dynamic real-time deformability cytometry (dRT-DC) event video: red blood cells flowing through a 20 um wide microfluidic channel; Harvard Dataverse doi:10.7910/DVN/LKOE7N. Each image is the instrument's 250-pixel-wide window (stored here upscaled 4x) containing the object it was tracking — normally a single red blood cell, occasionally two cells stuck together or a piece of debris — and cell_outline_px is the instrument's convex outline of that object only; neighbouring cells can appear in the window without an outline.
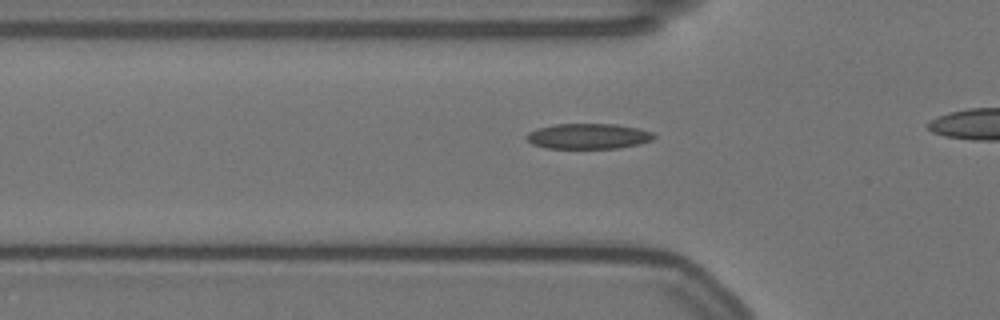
{"species": "Egyptian fruit bat (a non-hibernating species)", "species_latin": "Rousettus aegyptiacus", "temperature_condition": "warm", "stored_images_in_passage": 16, "camera_frame_rate_fps": 3000, "um_per_image_px": 0.085, "animal": {"sex": "female"}, "frame": {"image": 1, "passage_image": 10, "time_ms": 3.0, "image_size_px": [1000, 320], "cell_outline_px": [[656, 136], [652, 140], [640, 144], [616, 148], [544, 148], [532, 144], [524, 136], [528, 132], [536, 128], [556, 124], [616, 124], [640, 128], [652, 132]], "centroid_in_image_um": [50.0, 11.57], "position_along_channel_um": 75.8, "area_um2": 19.02}}
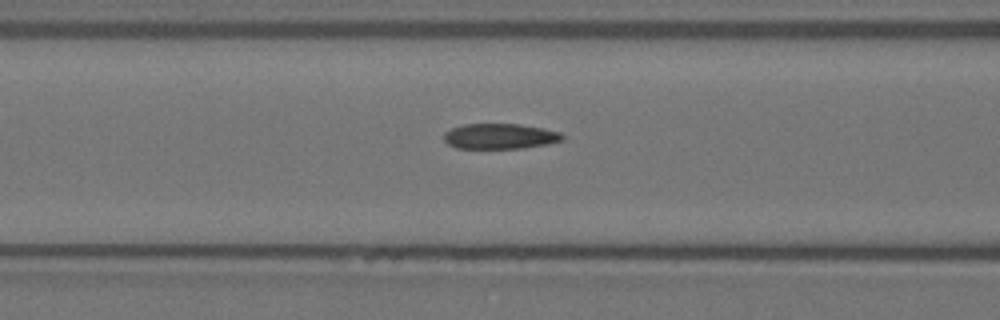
{"frame": {"image": 2, "passage_image": 14, "time_ms": 4.333, "image_size_px": [1000, 320], "cell_outline_px": [[564, 140], [548, 144], [524, 148], [456, 148], [448, 144], [444, 140], [444, 132], [452, 128], [464, 124], [520, 124], [544, 128], [560, 132], [564, 136]], "centroid_in_image_um": [42.52, 11.58], "position_along_channel_um": 124.1, "area_um2": 17.63}}